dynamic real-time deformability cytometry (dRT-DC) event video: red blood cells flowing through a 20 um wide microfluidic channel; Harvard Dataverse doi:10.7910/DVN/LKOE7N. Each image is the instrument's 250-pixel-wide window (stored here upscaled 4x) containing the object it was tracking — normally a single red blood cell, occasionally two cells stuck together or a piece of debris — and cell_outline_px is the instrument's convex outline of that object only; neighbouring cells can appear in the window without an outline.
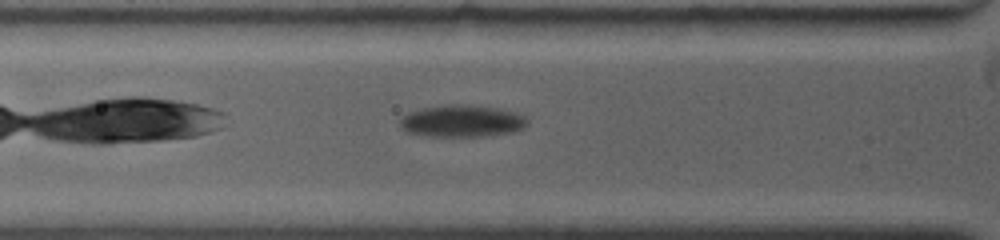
{"species": "common noctule bat (a hibernating species)", "species_latin": "Nyctalus noctula", "temperature_condition": "warm", "stored_images_in_passage": 21, "camera_frame_rate_fps": 4500, "um_per_image_px": 0.085, "animal": {"sex": "female", "body_mass_g": 19.0, "forearm_length_mm": 53.3}, "frame": {"image": 1, "passage_image": 5, "time_ms": 2.222, "image_size_px": [1000, 240], "cell_outline_px": [[528, 124], [524, 128], [512, 132], [484, 136], [428, 136], [408, 132], [400, 128], [400, 120], [408, 112], [424, 108], [448, 104], [468, 104], [496, 108], [516, 112], [524, 116], [528, 120]], "centroid_in_image_um": [39.28, 10.28], "position_along_channel_um": 86.5, "area_um2": 23.76}}
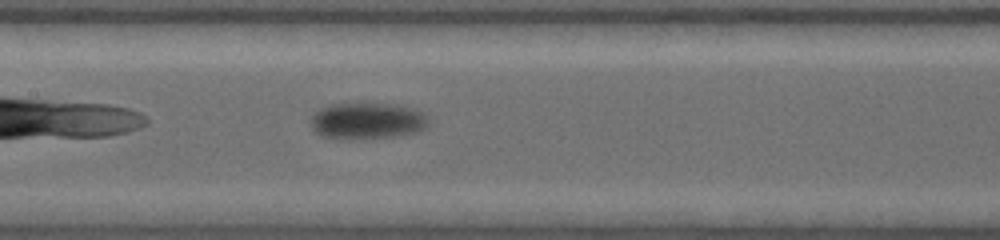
{"frame": {"image": 2, "passage_image": 10, "time_ms": 4.667, "image_size_px": [1000, 240], "cell_outline_px": [[428, 124], [424, 128], [416, 132], [396, 136], [352, 140], [344, 140], [320, 136], [312, 128], [312, 116], [320, 108], [332, 104], [364, 100], [396, 104], [412, 108], [424, 112], [428, 116]], "centroid_in_image_um": [31.21, 10.24], "position_along_channel_um": 176.2, "area_um2": 26.13}}
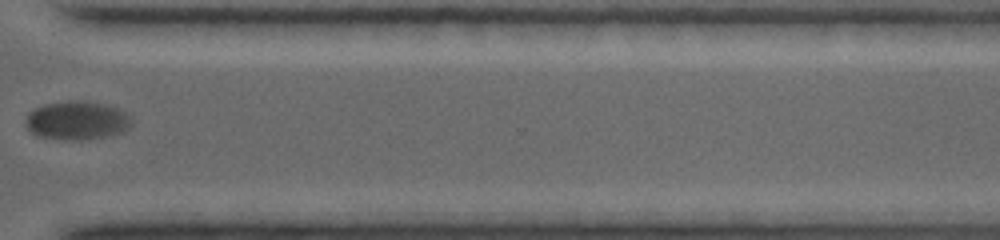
{"frame": {"image": 3, "passage_image": 19, "time_ms": 9.778, "image_size_px": [1000, 240], "cell_outline_px": [[132, 124], [124, 132], [104, 136], [80, 140], [60, 140], [36, 136], [24, 124], [24, 120], [28, 112], [32, 108], [44, 104], [68, 100], [88, 100], [104, 104], [116, 108], [124, 112], [132, 120]], "centroid_in_image_um": [6.48, 10.23], "position_along_channel_um": 364.1, "area_um2": 24.22}, "authors_computed_cell_mechanics": {"area_um2": 23.5824, "velocity_mm_per_s": 3.6656, "shape_relaxation_time_tau1_ms": 2.0774, "shape_relaxation_time_tau2_ms": null, "deformation_change_tau1": 0.1045, "deformation_change_tau2": null}}